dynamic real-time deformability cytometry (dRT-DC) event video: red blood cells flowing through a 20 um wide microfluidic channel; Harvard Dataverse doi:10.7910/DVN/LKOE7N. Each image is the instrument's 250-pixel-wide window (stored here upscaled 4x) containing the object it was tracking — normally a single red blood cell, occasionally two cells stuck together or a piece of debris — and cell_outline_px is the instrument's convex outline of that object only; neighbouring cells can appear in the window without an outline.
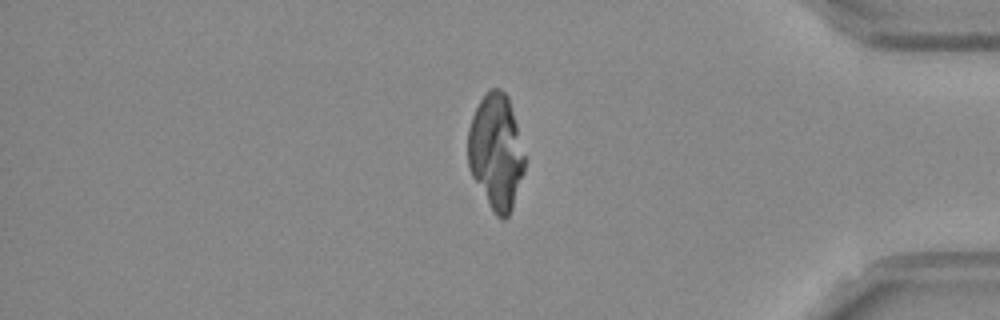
{"species": "Egyptian fruit bat (a non-hibernating species)", "species_latin": "Rousettus aegyptiacus", "temperature_condition": "room temperature", "stored_images_in_passage": 52, "camera_frame_rate_fps": 3000, "um_per_image_px": 0.085, "frame": {"image": 1, "passage_image": 44, "time_ms": 14.333, "image_size_px": [1000, 320], "cell_outline_px": [[524, 172], [512, 208], [508, 216], [504, 220], [500, 220], [496, 216], [472, 176], [468, 168], [468, 128], [472, 116], [484, 92], [492, 88], [500, 88], [508, 96], [516, 124], [524, 156]], "centroid_in_image_um": [42.14, 12.9], "position_along_channel_um": 393.1, "area_um2": 37.92}}